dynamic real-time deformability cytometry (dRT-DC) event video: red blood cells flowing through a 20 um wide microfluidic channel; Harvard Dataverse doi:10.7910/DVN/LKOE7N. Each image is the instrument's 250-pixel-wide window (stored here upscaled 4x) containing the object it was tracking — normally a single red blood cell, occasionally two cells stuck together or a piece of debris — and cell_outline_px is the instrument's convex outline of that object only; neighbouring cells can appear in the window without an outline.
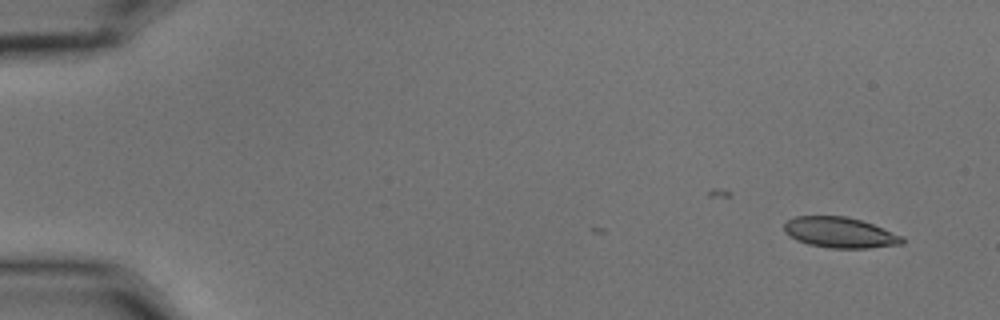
{"species": "common noctule bat (a hibernating species)", "species_latin": "Nyctalus noctula", "temperature_condition": "cold", "stored_images_in_passage": 3, "camera_frame_rate_fps": 3000, "um_per_image_px": 0.085, "animal": {"sex": "male", "body_mass_g": 15.6}, "frame": {"image": 1, "passage_image": 1, "time_ms": 0.0, "image_size_px": [1000, 320], "cell_outline_px": [[904, 244], [868, 248], [828, 248], [808, 244], [796, 240], [788, 236], [784, 232], [784, 224], [788, 220], [796, 216], [848, 216], [872, 224], [904, 236]], "centroid_in_image_um": [71.39, 19.77], "position_along_channel_um": 13.6, "area_um2": 21.21}}